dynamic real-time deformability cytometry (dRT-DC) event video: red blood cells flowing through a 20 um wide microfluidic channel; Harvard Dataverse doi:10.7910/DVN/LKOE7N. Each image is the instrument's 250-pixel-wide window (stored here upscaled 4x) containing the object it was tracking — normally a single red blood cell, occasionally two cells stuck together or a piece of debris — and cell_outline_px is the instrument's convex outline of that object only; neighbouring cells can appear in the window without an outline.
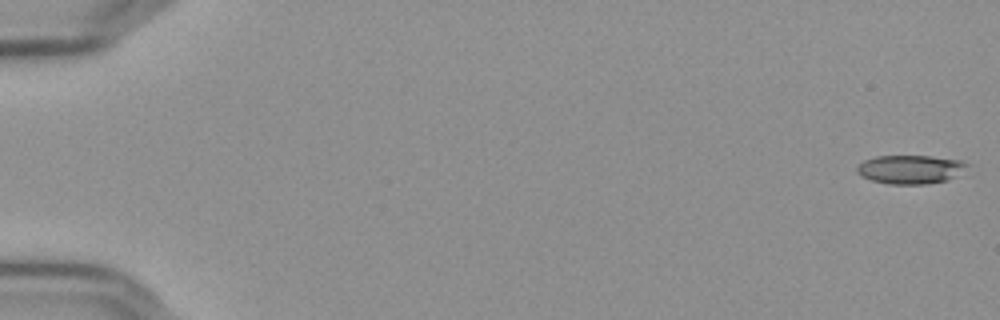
{"species": "Egyptian fruit bat (a non-hibernating species)", "species_latin": "Rousettus aegyptiacus", "temperature_condition": "cold", "stored_images_in_passage": 5, "camera_frame_rate_fps": 3000, "um_per_image_px": 0.085, "frame": {"image": 1, "passage_image": 1, "time_ms": 0.0, "image_size_px": [1000, 320], "cell_outline_px": [[968, 164], [952, 176], [944, 180], [924, 184], [888, 184], [872, 180], [860, 176], [856, 172], [856, 168], [864, 160], [876, 156], [928, 156], [960, 160]], "centroid_in_image_um": [77.26, 14.39], "position_along_channel_um": 7.7, "area_um2": 17.92}}
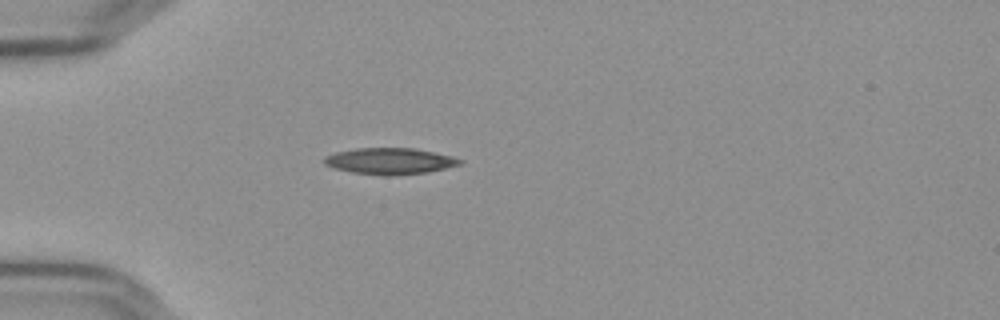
{"frame": {"image": 2, "passage_image": 5, "time_ms": 1.333, "image_size_px": [1000, 320], "cell_outline_px": [[464, 160], [460, 164], [444, 168], [424, 172], [392, 176], [384, 176], [352, 172], [332, 168], [324, 164], [324, 156], [336, 152], [356, 148], [416, 148], [452, 156]], "centroid_in_image_um": [33.1, 13.69], "position_along_channel_um": 51.9, "area_um2": 20.81}}